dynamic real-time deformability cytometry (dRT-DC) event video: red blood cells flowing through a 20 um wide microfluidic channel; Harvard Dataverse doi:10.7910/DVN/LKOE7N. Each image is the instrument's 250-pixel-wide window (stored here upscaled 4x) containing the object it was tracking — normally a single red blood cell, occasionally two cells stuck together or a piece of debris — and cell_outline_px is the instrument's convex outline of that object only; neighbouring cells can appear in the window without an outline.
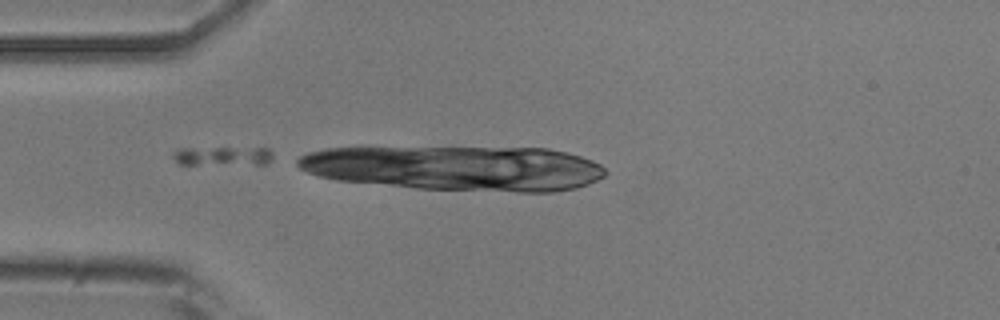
{"species": "common noctule bat (a hibernating species)", "species_latin": "Nyctalus noctula", "temperature_condition": "room temperature", "stored_images_in_passage": 7, "camera_frame_rate_fps": 3000, "um_per_image_px": 0.085, "animal": {"sex": "male", "body_mass_g": 20.5, "forearm_length_mm": 52.5}, "frame": {"image": 1, "passage_image": 4, "time_ms": 1.0, "image_size_px": [1000, 320], "cell_outline_px": [[272, 160], [268, 164], [180, 164], [172, 156], [172, 152], [180, 148], [268, 148], [272, 152]], "centroid_in_image_um": [18.95, 13.26], "position_along_channel_um": 66.0, "area_um2": 11.1}}